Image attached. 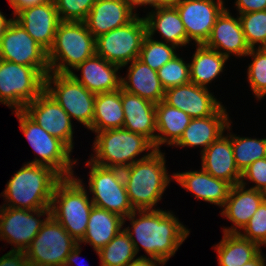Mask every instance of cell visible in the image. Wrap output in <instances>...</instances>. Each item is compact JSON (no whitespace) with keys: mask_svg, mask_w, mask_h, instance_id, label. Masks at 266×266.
<instances>
[{"mask_svg":"<svg viewBox=\"0 0 266 266\" xmlns=\"http://www.w3.org/2000/svg\"><path fill=\"white\" fill-rule=\"evenodd\" d=\"M126 218L124 224L129 219L131 226L124 230L129 234L136 254L142 247L148 257L159 259L165 264L190 234L173 212L160 208L134 210Z\"/></svg>","mask_w":266,"mask_h":266,"instance_id":"cell-1","label":"cell"},{"mask_svg":"<svg viewBox=\"0 0 266 266\" xmlns=\"http://www.w3.org/2000/svg\"><path fill=\"white\" fill-rule=\"evenodd\" d=\"M61 179L50 167L24 163L1 193L0 197L5 199L2 206L25 210L50 208L55 186Z\"/></svg>","mask_w":266,"mask_h":266,"instance_id":"cell-2","label":"cell"},{"mask_svg":"<svg viewBox=\"0 0 266 266\" xmlns=\"http://www.w3.org/2000/svg\"><path fill=\"white\" fill-rule=\"evenodd\" d=\"M165 153L153 151L145 159L122 169L126 192L134 210L156 209L166 188L174 180L168 175Z\"/></svg>","mask_w":266,"mask_h":266,"instance_id":"cell-3","label":"cell"},{"mask_svg":"<svg viewBox=\"0 0 266 266\" xmlns=\"http://www.w3.org/2000/svg\"><path fill=\"white\" fill-rule=\"evenodd\" d=\"M82 181L75 175L62 178L55 186L50 206L51 216L78 243L86 233L90 211L94 206Z\"/></svg>","mask_w":266,"mask_h":266,"instance_id":"cell-4","label":"cell"},{"mask_svg":"<svg viewBox=\"0 0 266 266\" xmlns=\"http://www.w3.org/2000/svg\"><path fill=\"white\" fill-rule=\"evenodd\" d=\"M95 54L96 39L85 22L61 21L53 44L47 52V61L50 72L70 74L74 68Z\"/></svg>","mask_w":266,"mask_h":266,"instance_id":"cell-5","label":"cell"},{"mask_svg":"<svg viewBox=\"0 0 266 266\" xmlns=\"http://www.w3.org/2000/svg\"><path fill=\"white\" fill-rule=\"evenodd\" d=\"M95 135L94 154L89 160L102 167L124 169L155 151L146 137L124 128L100 131ZM144 151L148 152L138 158Z\"/></svg>","mask_w":266,"mask_h":266,"instance_id":"cell-6","label":"cell"},{"mask_svg":"<svg viewBox=\"0 0 266 266\" xmlns=\"http://www.w3.org/2000/svg\"><path fill=\"white\" fill-rule=\"evenodd\" d=\"M49 68H33L0 59V103L24 110L45 90Z\"/></svg>","mask_w":266,"mask_h":266,"instance_id":"cell-7","label":"cell"},{"mask_svg":"<svg viewBox=\"0 0 266 266\" xmlns=\"http://www.w3.org/2000/svg\"><path fill=\"white\" fill-rule=\"evenodd\" d=\"M13 112L19 120L22 133L39 156L28 163L50 167L62 178L73 177V168L77 163V159L71 158L73 151L63 141L45 131L24 110Z\"/></svg>","mask_w":266,"mask_h":266,"instance_id":"cell-8","label":"cell"},{"mask_svg":"<svg viewBox=\"0 0 266 266\" xmlns=\"http://www.w3.org/2000/svg\"><path fill=\"white\" fill-rule=\"evenodd\" d=\"M85 166L90 167L88 192L93 195L90 199L94 206L122 218L128 217L134 209L126 192L122 169L102 167L90 160Z\"/></svg>","mask_w":266,"mask_h":266,"instance_id":"cell-9","label":"cell"},{"mask_svg":"<svg viewBox=\"0 0 266 266\" xmlns=\"http://www.w3.org/2000/svg\"><path fill=\"white\" fill-rule=\"evenodd\" d=\"M45 91L66 111L91 130L96 94L87 90L70 74L49 72L45 77Z\"/></svg>","mask_w":266,"mask_h":266,"instance_id":"cell-10","label":"cell"},{"mask_svg":"<svg viewBox=\"0 0 266 266\" xmlns=\"http://www.w3.org/2000/svg\"><path fill=\"white\" fill-rule=\"evenodd\" d=\"M147 26L138 15L128 24L113 29L96 38V54L121 68L137 59Z\"/></svg>","mask_w":266,"mask_h":266,"instance_id":"cell-11","label":"cell"},{"mask_svg":"<svg viewBox=\"0 0 266 266\" xmlns=\"http://www.w3.org/2000/svg\"><path fill=\"white\" fill-rule=\"evenodd\" d=\"M77 243L50 215L25 253L31 266H64Z\"/></svg>","mask_w":266,"mask_h":266,"instance_id":"cell-12","label":"cell"},{"mask_svg":"<svg viewBox=\"0 0 266 266\" xmlns=\"http://www.w3.org/2000/svg\"><path fill=\"white\" fill-rule=\"evenodd\" d=\"M50 215V208L25 210L0 206V240L11 244V250L25 251ZM41 216L47 217L41 220Z\"/></svg>","mask_w":266,"mask_h":266,"instance_id":"cell-13","label":"cell"},{"mask_svg":"<svg viewBox=\"0 0 266 266\" xmlns=\"http://www.w3.org/2000/svg\"><path fill=\"white\" fill-rule=\"evenodd\" d=\"M224 0H179L175 5L186 29L187 44H205L218 16L226 8Z\"/></svg>","mask_w":266,"mask_h":266,"instance_id":"cell-14","label":"cell"},{"mask_svg":"<svg viewBox=\"0 0 266 266\" xmlns=\"http://www.w3.org/2000/svg\"><path fill=\"white\" fill-rule=\"evenodd\" d=\"M0 59L33 68H49L47 52L14 19L0 38Z\"/></svg>","mask_w":266,"mask_h":266,"instance_id":"cell-15","label":"cell"},{"mask_svg":"<svg viewBox=\"0 0 266 266\" xmlns=\"http://www.w3.org/2000/svg\"><path fill=\"white\" fill-rule=\"evenodd\" d=\"M24 111L53 137L73 150V123L66 111L45 90Z\"/></svg>","mask_w":266,"mask_h":266,"instance_id":"cell-16","label":"cell"},{"mask_svg":"<svg viewBox=\"0 0 266 266\" xmlns=\"http://www.w3.org/2000/svg\"><path fill=\"white\" fill-rule=\"evenodd\" d=\"M13 19L48 52L61 22L54 0L24 8L18 11Z\"/></svg>","mask_w":266,"mask_h":266,"instance_id":"cell-17","label":"cell"},{"mask_svg":"<svg viewBox=\"0 0 266 266\" xmlns=\"http://www.w3.org/2000/svg\"><path fill=\"white\" fill-rule=\"evenodd\" d=\"M163 101L192 119L208 117L222 105L208 88L191 82L165 90Z\"/></svg>","mask_w":266,"mask_h":266,"instance_id":"cell-18","label":"cell"},{"mask_svg":"<svg viewBox=\"0 0 266 266\" xmlns=\"http://www.w3.org/2000/svg\"><path fill=\"white\" fill-rule=\"evenodd\" d=\"M136 10L130 0H97L84 22L96 39L131 22L139 15Z\"/></svg>","mask_w":266,"mask_h":266,"instance_id":"cell-19","label":"cell"},{"mask_svg":"<svg viewBox=\"0 0 266 266\" xmlns=\"http://www.w3.org/2000/svg\"><path fill=\"white\" fill-rule=\"evenodd\" d=\"M231 124L232 121L226 127L227 132L229 131L227 134L223 133L201 153V168L213 177L225 180L233 186L240 183L242 173L234 160Z\"/></svg>","mask_w":266,"mask_h":266,"instance_id":"cell-20","label":"cell"},{"mask_svg":"<svg viewBox=\"0 0 266 266\" xmlns=\"http://www.w3.org/2000/svg\"><path fill=\"white\" fill-rule=\"evenodd\" d=\"M229 10L226 7L218 16L210 37L204 45L228 59L231 55H236L239 58L245 57L250 51V47L246 43L238 15L235 18Z\"/></svg>","mask_w":266,"mask_h":266,"instance_id":"cell-21","label":"cell"},{"mask_svg":"<svg viewBox=\"0 0 266 266\" xmlns=\"http://www.w3.org/2000/svg\"><path fill=\"white\" fill-rule=\"evenodd\" d=\"M265 200V193L238 183L230 189L221 215L232 222L230 227H224V233H240L248 224L260 204Z\"/></svg>","mask_w":266,"mask_h":266,"instance_id":"cell-22","label":"cell"},{"mask_svg":"<svg viewBox=\"0 0 266 266\" xmlns=\"http://www.w3.org/2000/svg\"><path fill=\"white\" fill-rule=\"evenodd\" d=\"M120 69L122 68L119 65L95 54L74 68L70 75L87 90L98 94L121 88V76L117 74ZM74 70H81V76L76 75Z\"/></svg>","mask_w":266,"mask_h":266,"instance_id":"cell-23","label":"cell"},{"mask_svg":"<svg viewBox=\"0 0 266 266\" xmlns=\"http://www.w3.org/2000/svg\"><path fill=\"white\" fill-rule=\"evenodd\" d=\"M227 109L222 104L212 115L190 121L180 139L173 145L178 148L200 147L204 152L223 133L231 121Z\"/></svg>","mask_w":266,"mask_h":266,"instance_id":"cell-24","label":"cell"},{"mask_svg":"<svg viewBox=\"0 0 266 266\" xmlns=\"http://www.w3.org/2000/svg\"><path fill=\"white\" fill-rule=\"evenodd\" d=\"M174 180L185 190L207 203L217 205L223 209L232 185L225 180L218 179L202 168L195 171L173 173Z\"/></svg>","mask_w":266,"mask_h":266,"instance_id":"cell-25","label":"cell"},{"mask_svg":"<svg viewBox=\"0 0 266 266\" xmlns=\"http://www.w3.org/2000/svg\"><path fill=\"white\" fill-rule=\"evenodd\" d=\"M124 111L123 128L146 137L153 145L156 141V104L121 88Z\"/></svg>","mask_w":266,"mask_h":266,"instance_id":"cell-26","label":"cell"},{"mask_svg":"<svg viewBox=\"0 0 266 266\" xmlns=\"http://www.w3.org/2000/svg\"><path fill=\"white\" fill-rule=\"evenodd\" d=\"M144 17L147 34L154 39L155 33H160L162 42L176 46L187 45V34L181 16L175 6H157Z\"/></svg>","mask_w":266,"mask_h":266,"instance_id":"cell-27","label":"cell"},{"mask_svg":"<svg viewBox=\"0 0 266 266\" xmlns=\"http://www.w3.org/2000/svg\"><path fill=\"white\" fill-rule=\"evenodd\" d=\"M126 65H129L128 73L125 77H121V88L123 90L154 104H158L164 99L165 89L156 70L144 64L138 58Z\"/></svg>","mask_w":266,"mask_h":266,"instance_id":"cell-28","label":"cell"},{"mask_svg":"<svg viewBox=\"0 0 266 266\" xmlns=\"http://www.w3.org/2000/svg\"><path fill=\"white\" fill-rule=\"evenodd\" d=\"M124 218L103 208L93 206L90 211L87 230L79 244L85 243L93 246L98 252L106 246L122 229Z\"/></svg>","mask_w":266,"mask_h":266,"instance_id":"cell-29","label":"cell"},{"mask_svg":"<svg viewBox=\"0 0 266 266\" xmlns=\"http://www.w3.org/2000/svg\"><path fill=\"white\" fill-rule=\"evenodd\" d=\"M191 120L184 111L166 104L163 100L156 104L155 150H160L163 144L173 147Z\"/></svg>","mask_w":266,"mask_h":266,"instance_id":"cell-30","label":"cell"},{"mask_svg":"<svg viewBox=\"0 0 266 266\" xmlns=\"http://www.w3.org/2000/svg\"><path fill=\"white\" fill-rule=\"evenodd\" d=\"M219 266H242L254 259L262 248L259 244L243 238L239 233H224L214 245Z\"/></svg>","mask_w":266,"mask_h":266,"instance_id":"cell-31","label":"cell"},{"mask_svg":"<svg viewBox=\"0 0 266 266\" xmlns=\"http://www.w3.org/2000/svg\"><path fill=\"white\" fill-rule=\"evenodd\" d=\"M195 47L196 50L189 63L190 82L208 88L207 85L223 72L225 63L229 59L204 44Z\"/></svg>","mask_w":266,"mask_h":266,"instance_id":"cell-32","label":"cell"},{"mask_svg":"<svg viewBox=\"0 0 266 266\" xmlns=\"http://www.w3.org/2000/svg\"><path fill=\"white\" fill-rule=\"evenodd\" d=\"M123 125L124 111L122 108L121 88L96 94L91 131L97 133L123 128Z\"/></svg>","mask_w":266,"mask_h":266,"instance_id":"cell-33","label":"cell"},{"mask_svg":"<svg viewBox=\"0 0 266 266\" xmlns=\"http://www.w3.org/2000/svg\"><path fill=\"white\" fill-rule=\"evenodd\" d=\"M96 254L101 266H126L137 255L131 238L124 229Z\"/></svg>","mask_w":266,"mask_h":266,"instance_id":"cell-34","label":"cell"},{"mask_svg":"<svg viewBox=\"0 0 266 266\" xmlns=\"http://www.w3.org/2000/svg\"><path fill=\"white\" fill-rule=\"evenodd\" d=\"M235 164L242 173L250 164L266 157V138L240 137L232 133Z\"/></svg>","mask_w":266,"mask_h":266,"instance_id":"cell-35","label":"cell"},{"mask_svg":"<svg viewBox=\"0 0 266 266\" xmlns=\"http://www.w3.org/2000/svg\"><path fill=\"white\" fill-rule=\"evenodd\" d=\"M176 46L155 40L148 34L144 37L138 59L158 71L176 55Z\"/></svg>","mask_w":266,"mask_h":266,"instance_id":"cell-36","label":"cell"},{"mask_svg":"<svg viewBox=\"0 0 266 266\" xmlns=\"http://www.w3.org/2000/svg\"><path fill=\"white\" fill-rule=\"evenodd\" d=\"M246 56L253 59L246 72L248 83L257 100H261L266 96V53L250 48Z\"/></svg>","mask_w":266,"mask_h":266,"instance_id":"cell-37","label":"cell"},{"mask_svg":"<svg viewBox=\"0 0 266 266\" xmlns=\"http://www.w3.org/2000/svg\"><path fill=\"white\" fill-rule=\"evenodd\" d=\"M238 15L247 45L258 48L266 38V10Z\"/></svg>","mask_w":266,"mask_h":266,"instance_id":"cell-38","label":"cell"},{"mask_svg":"<svg viewBox=\"0 0 266 266\" xmlns=\"http://www.w3.org/2000/svg\"><path fill=\"white\" fill-rule=\"evenodd\" d=\"M183 59L176 55L157 71L158 78L165 90L190 83L189 63Z\"/></svg>","mask_w":266,"mask_h":266,"instance_id":"cell-39","label":"cell"},{"mask_svg":"<svg viewBox=\"0 0 266 266\" xmlns=\"http://www.w3.org/2000/svg\"><path fill=\"white\" fill-rule=\"evenodd\" d=\"M97 0H54L61 21L84 22Z\"/></svg>","mask_w":266,"mask_h":266,"instance_id":"cell-40","label":"cell"},{"mask_svg":"<svg viewBox=\"0 0 266 266\" xmlns=\"http://www.w3.org/2000/svg\"><path fill=\"white\" fill-rule=\"evenodd\" d=\"M239 234L261 247L266 246V200L260 204L248 224Z\"/></svg>","mask_w":266,"mask_h":266,"instance_id":"cell-41","label":"cell"},{"mask_svg":"<svg viewBox=\"0 0 266 266\" xmlns=\"http://www.w3.org/2000/svg\"><path fill=\"white\" fill-rule=\"evenodd\" d=\"M246 181L254 183L250 188L266 191V157L256 160L242 172L240 183L246 186Z\"/></svg>","mask_w":266,"mask_h":266,"instance_id":"cell-42","label":"cell"},{"mask_svg":"<svg viewBox=\"0 0 266 266\" xmlns=\"http://www.w3.org/2000/svg\"><path fill=\"white\" fill-rule=\"evenodd\" d=\"M0 266H31L25 251L10 250L0 257Z\"/></svg>","mask_w":266,"mask_h":266,"instance_id":"cell-43","label":"cell"},{"mask_svg":"<svg viewBox=\"0 0 266 266\" xmlns=\"http://www.w3.org/2000/svg\"><path fill=\"white\" fill-rule=\"evenodd\" d=\"M237 14L266 10V0H235Z\"/></svg>","mask_w":266,"mask_h":266,"instance_id":"cell-44","label":"cell"},{"mask_svg":"<svg viewBox=\"0 0 266 266\" xmlns=\"http://www.w3.org/2000/svg\"><path fill=\"white\" fill-rule=\"evenodd\" d=\"M165 263L159 259L147 257V256H139L133 261L129 262L126 266H164Z\"/></svg>","mask_w":266,"mask_h":266,"instance_id":"cell-45","label":"cell"},{"mask_svg":"<svg viewBox=\"0 0 266 266\" xmlns=\"http://www.w3.org/2000/svg\"><path fill=\"white\" fill-rule=\"evenodd\" d=\"M49 0H8L10 7L13 8V14L15 15L18 11L30 7V6H34V5H38V4H42L44 2H47Z\"/></svg>","mask_w":266,"mask_h":266,"instance_id":"cell-46","label":"cell"},{"mask_svg":"<svg viewBox=\"0 0 266 266\" xmlns=\"http://www.w3.org/2000/svg\"><path fill=\"white\" fill-rule=\"evenodd\" d=\"M81 246L79 243L72 249L71 253L67 256L64 266H74L73 264L75 261L78 260L79 255L81 254ZM77 266V264L75 265Z\"/></svg>","mask_w":266,"mask_h":266,"instance_id":"cell-47","label":"cell"},{"mask_svg":"<svg viewBox=\"0 0 266 266\" xmlns=\"http://www.w3.org/2000/svg\"><path fill=\"white\" fill-rule=\"evenodd\" d=\"M266 256L263 255L262 251L252 260L243 264L242 266H266Z\"/></svg>","mask_w":266,"mask_h":266,"instance_id":"cell-48","label":"cell"},{"mask_svg":"<svg viewBox=\"0 0 266 266\" xmlns=\"http://www.w3.org/2000/svg\"><path fill=\"white\" fill-rule=\"evenodd\" d=\"M179 0H150V7L175 6Z\"/></svg>","mask_w":266,"mask_h":266,"instance_id":"cell-49","label":"cell"},{"mask_svg":"<svg viewBox=\"0 0 266 266\" xmlns=\"http://www.w3.org/2000/svg\"><path fill=\"white\" fill-rule=\"evenodd\" d=\"M12 20L13 18L7 19L6 16L3 15V12L0 11V38Z\"/></svg>","mask_w":266,"mask_h":266,"instance_id":"cell-50","label":"cell"},{"mask_svg":"<svg viewBox=\"0 0 266 266\" xmlns=\"http://www.w3.org/2000/svg\"><path fill=\"white\" fill-rule=\"evenodd\" d=\"M130 2L136 7L142 6H149L150 7V0H130Z\"/></svg>","mask_w":266,"mask_h":266,"instance_id":"cell-51","label":"cell"},{"mask_svg":"<svg viewBox=\"0 0 266 266\" xmlns=\"http://www.w3.org/2000/svg\"><path fill=\"white\" fill-rule=\"evenodd\" d=\"M257 49H259L263 53H266V38Z\"/></svg>","mask_w":266,"mask_h":266,"instance_id":"cell-52","label":"cell"}]
</instances>
